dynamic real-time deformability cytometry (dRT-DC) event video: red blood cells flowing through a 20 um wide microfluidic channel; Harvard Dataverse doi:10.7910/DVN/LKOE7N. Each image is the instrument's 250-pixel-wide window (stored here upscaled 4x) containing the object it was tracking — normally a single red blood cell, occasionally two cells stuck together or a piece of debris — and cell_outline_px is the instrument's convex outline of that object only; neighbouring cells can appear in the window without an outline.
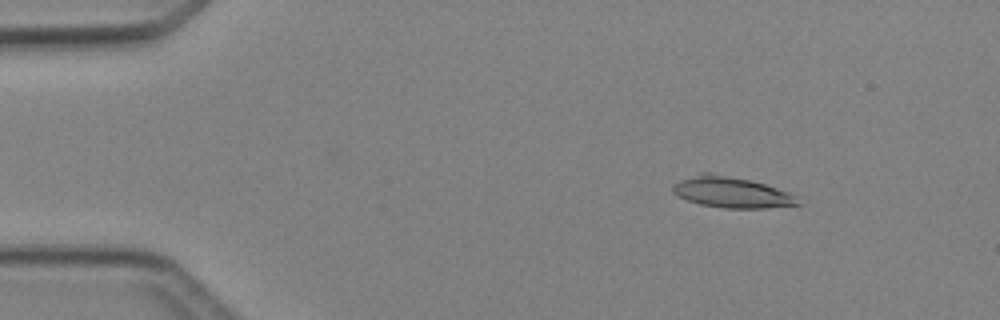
{"species": "Egyptian fruit bat (a non-hibernating species)", "species_latin": "Rousettus aegyptiacus", "temperature_condition": "cold", "stored_images_in_passage": 4, "camera_frame_rate_fps": 3000, "um_per_image_px": 0.085, "animal": {"sex": "female"}, "frame": {"image": 1, "passage_image": 2, "time_ms": 1.333, "image_size_px": [1000, 320], "cell_outline_px": [[804, 204], [764, 208], [724, 208], [700, 204], [676, 196], [672, 192], [672, 184], [680, 180], [700, 172], [712, 172], [748, 180], [764, 184], [788, 192], [796, 196]], "centroid_in_image_um": [62.15, 16.34], "position_along_channel_um": 22.8, "area_um2": 22.6}}
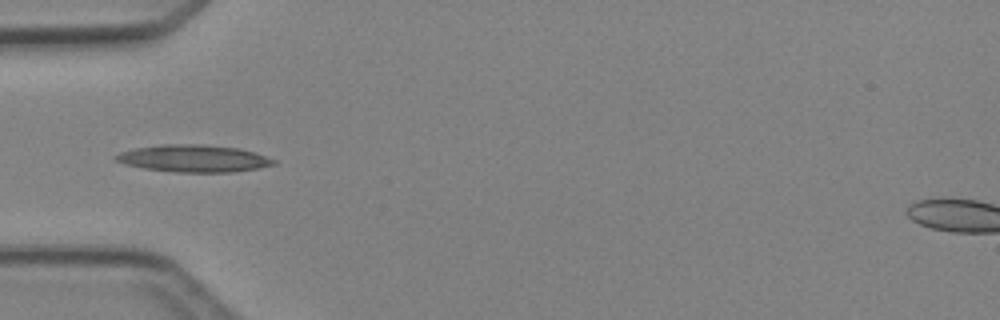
{"frame": {"image": 2, "passage_image": 4, "time_ms": 4.333, "image_size_px": [1000, 320], "cell_outline_px": [[276, 164], [256, 168], [232, 172], [176, 172], [144, 168], [124, 164], [116, 160], [112, 156], [120, 152], [136, 148], [160, 144], [196, 144], [240, 148], [256, 152], [276, 160]], "centroid_in_image_um": [16.45, 13.46], "position_along_channel_um": 68.5, "area_um2": 24.97}}